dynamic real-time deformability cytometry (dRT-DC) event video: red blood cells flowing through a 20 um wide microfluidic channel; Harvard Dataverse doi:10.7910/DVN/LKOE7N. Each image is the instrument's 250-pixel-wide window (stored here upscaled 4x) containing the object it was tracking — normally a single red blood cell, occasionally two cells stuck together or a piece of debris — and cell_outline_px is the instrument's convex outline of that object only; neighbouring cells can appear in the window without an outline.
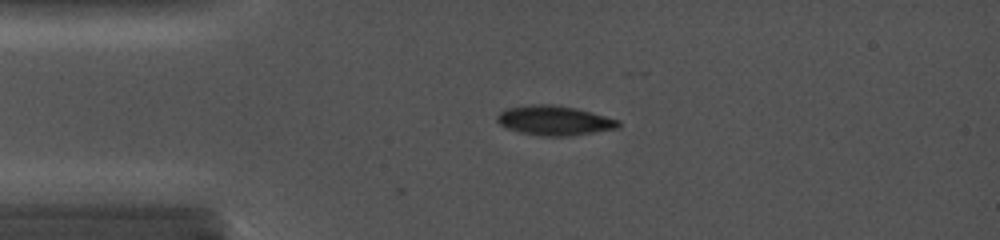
{"species": "common noctule bat (a hibernating species)", "species_latin": "Nyctalus noctula", "temperature_condition": "cold", "stored_images_in_passage": 5, "camera_frame_rate_fps": 5000, "um_per_image_px": 0.085, "animal": {"sex": "female", "body_mass_g": 19.0, "forearm_length_mm": 56.7}, "frame": {"image": 1, "passage_image": 2, "time_ms": 0.4, "image_size_px": [1000, 240], "cell_outline_px": [[620, 124], [616, 128], [568, 136], [540, 136], [520, 132], [508, 128], [500, 124], [496, 120], [496, 116], [500, 112], [508, 108], [572, 108], [588, 112], [616, 120]], "centroid_in_image_um": [47.09, 10.32], "position_along_channel_um": 37.9, "area_um2": 19.07}}